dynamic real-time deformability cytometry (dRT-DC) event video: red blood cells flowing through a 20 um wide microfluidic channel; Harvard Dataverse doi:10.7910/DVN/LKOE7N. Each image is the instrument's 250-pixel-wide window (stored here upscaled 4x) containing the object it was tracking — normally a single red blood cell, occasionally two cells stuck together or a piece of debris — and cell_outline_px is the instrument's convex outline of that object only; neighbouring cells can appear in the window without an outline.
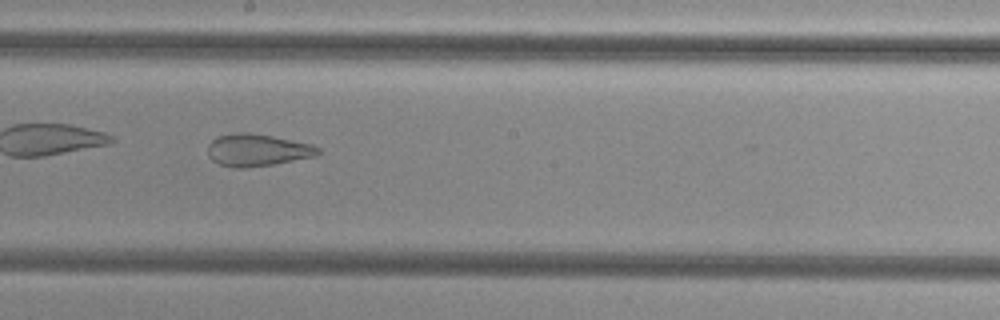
{"species": "common noctule bat (a hibernating species)", "species_latin": "Nyctalus noctula", "temperature_condition": "cold", "stored_images_in_passage": 52, "camera_frame_rate_fps": 3000, "um_per_image_px": 0.085, "animal": {"sex": "female", "body_mass_g": 29.2, "forearm_length_mm": 56.3}, "frame": {"image": 1, "passage_image": 30, "time_ms": 9.667, "image_size_px": [1000, 320], "cell_outline_px": [[320, 152], [316, 156], [272, 164], [244, 168], [236, 168], [220, 164], [212, 160], [208, 156], [208, 144], [216, 136], [236, 132], [248, 132], [272, 136], [312, 144], [320, 148]], "centroid_in_image_um": [21.85, 12.74], "position_along_channel_um": 226.4, "area_um2": 20.69}}
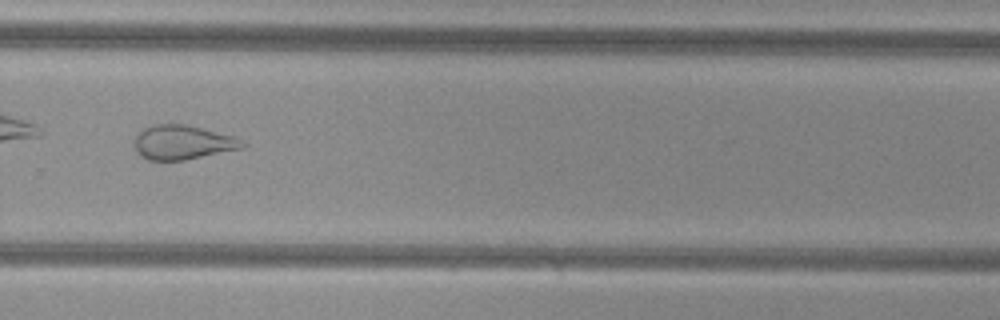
{"frame": {"image": 2, "passage_image": 37, "time_ms": 12.0, "image_size_px": [1000, 320], "cell_outline_px": [[248, 144], [244, 148], [184, 160], [148, 160], [140, 156], [136, 152], [136, 136], [144, 128], [156, 124], [184, 124], [232, 136]], "centroid_in_image_um": [15.53, 12.11], "position_along_channel_um": 314.3, "area_um2": 21.27}}